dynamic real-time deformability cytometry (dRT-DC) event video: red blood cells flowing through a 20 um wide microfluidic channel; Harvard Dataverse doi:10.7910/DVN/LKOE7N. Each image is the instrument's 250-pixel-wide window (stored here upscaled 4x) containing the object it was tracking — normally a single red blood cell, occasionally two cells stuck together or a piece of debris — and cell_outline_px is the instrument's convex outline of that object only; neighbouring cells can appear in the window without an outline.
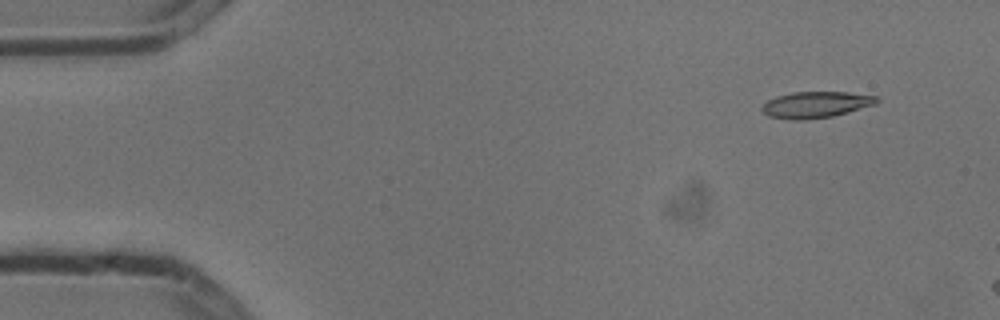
{"species": "common noctule bat (a hibernating species)", "species_latin": "Nyctalus noctula", "temperature_condition": "cold", "stored_images_in_passage": 5, "camera_frame_rate_fps": 3000, "um_per_image_px": 0.085, "animal": {"sex": "male", "body_mass_g": 13.3}, "frame": {"image": 1, "passage_image": 1, "time_ms": 0.0, "image_size_px": [1000, 320], "cell_outline_px": [[880, 100], [876, 104], [848, 112], [832, 116], [804, 120], [796, 120], [768, 116], [760, 108], [768, 100], [776, 96], [792, 92], [848, 92], [876, 96]], "centroid_in_image_um": [69.35, 8.89], "position_along_channel_um": 15.7, "area_um2": 17.51}}